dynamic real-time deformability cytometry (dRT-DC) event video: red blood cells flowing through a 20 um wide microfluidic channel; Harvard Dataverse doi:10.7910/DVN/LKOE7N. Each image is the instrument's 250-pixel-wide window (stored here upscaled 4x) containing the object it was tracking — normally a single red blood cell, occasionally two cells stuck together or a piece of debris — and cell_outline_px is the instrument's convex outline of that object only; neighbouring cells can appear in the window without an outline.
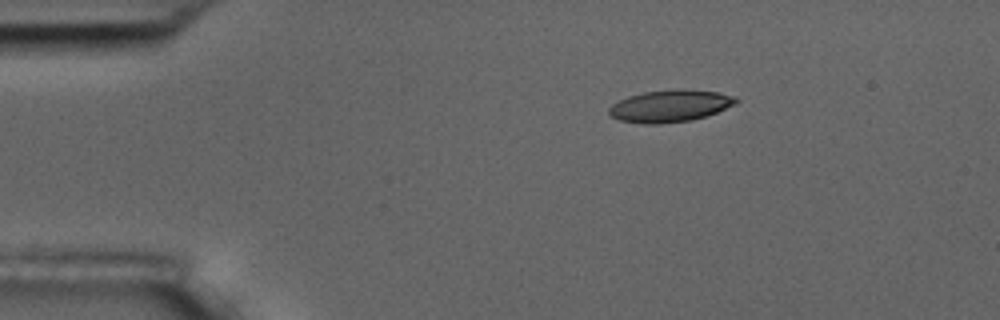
{"species": "common noctule bat (a hibernating species)", "species_latin": "Nyctalus noctula", "temperature_condition": "room temperature", "stored_images_in_passage": 3, "camera_frame_rate_fps": 3000, "um_per_image_px": 0.085, "animal": {"sex": "male", "body_mass_g": 17.5, "forearm_length_mm": 52.3}, "frame": {"image": 1, "passage_image": 1, "time_ms": 0.0, "image_size_px": [1000, 320], "cell_outline_px": [[740, 100], [736, 104], [716, 112], [692, 120], [660, 124], [644, 124], [620, 120], [608, 116], [608, 108], [612, 104], [628, 96], [644, 92], [676, 88], [716, 92], [736, 96]], "centroid_in_image_um": [56.94, 9.0], "position_along_channel_um": 28.1, "area_um2": 23.87}}